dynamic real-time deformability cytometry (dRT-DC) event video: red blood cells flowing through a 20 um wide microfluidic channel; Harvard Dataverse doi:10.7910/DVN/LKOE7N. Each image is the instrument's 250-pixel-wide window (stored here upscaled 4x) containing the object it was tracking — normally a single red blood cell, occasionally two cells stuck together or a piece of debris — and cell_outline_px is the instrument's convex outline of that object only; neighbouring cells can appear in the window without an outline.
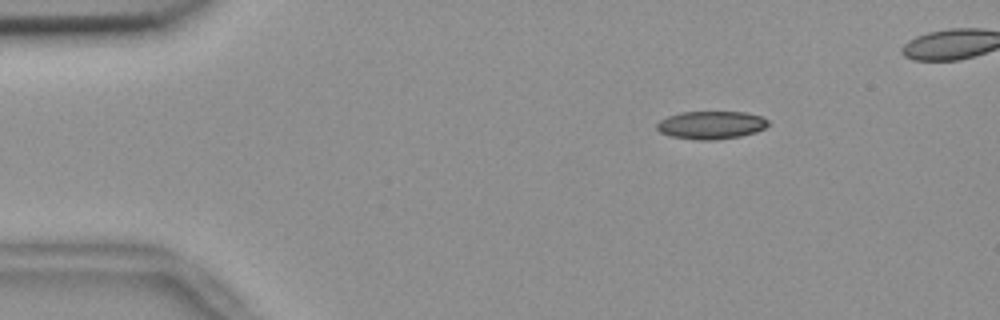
{"species": "common noctule bat (a hibernating species)", "species_latin": "Nyctalus noctula", "temperature_condition": "room temperature", "stored_images_in_passage": 52, "camera_frame_rate_fps": 3000, "um_per_image_px": 0.085, "animal": {"sex": "female", "body_mass_g": 18.4}, "frame": {"image": 1, "passage_image": 9, "time_ms": 2.667, "image_size_px": [1000, 320], "cell_outline_px": [[768, 124], [764, 128], [756, 132], [740, 136], [712, 140], [700, 140], [668, 136], [660, 132], [656, 128], [656, 124], [660, 120], [668, 116], [680, 112], [744, 112], [760, 116], [768, 120]], "centroid_in_image_um": [60.41, 10.63], "position_along_channel_um": 24.6, "area_um2": 18.09}}
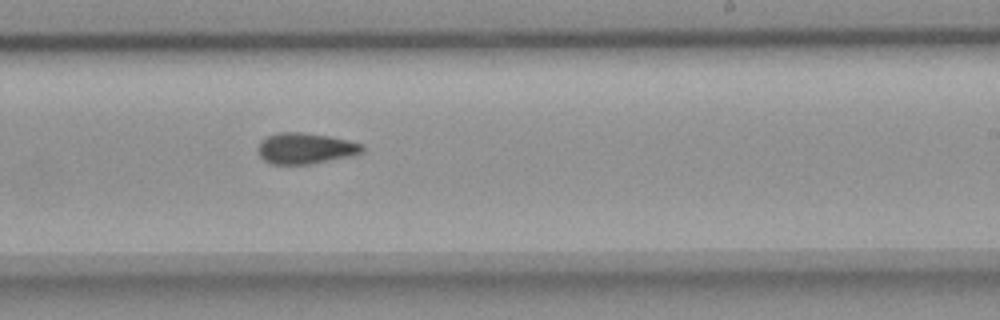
{"frame": {"image": 2, "passage_image": 34, "time_ms": 11.0, "image_size_px": [1000, 320], "cell_outline_px": [[364, 152], [352, 156], [308, 164], [272, 164], [264, 160], [260, 156], [256, 148], [260, 140], [268, 136], [280, 132], [304, 132], [328, 136], [348, 140], [364, 144]], "centroid_in_image_um": [25.96, 12.6], "position_along_channel_um": 263.0, "area_um2": 18.96}}
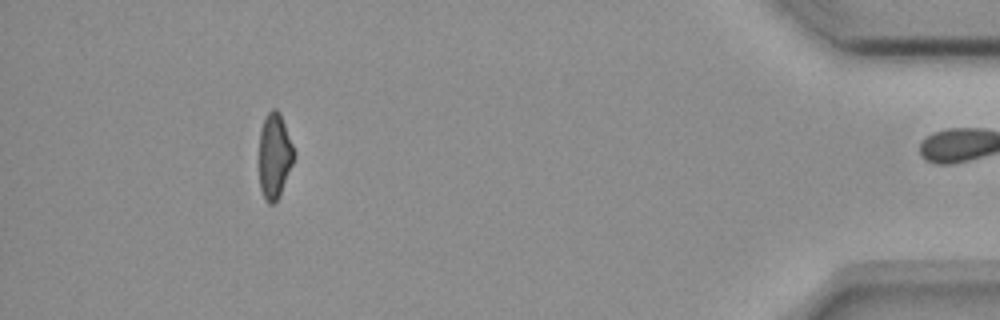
{"frame": {"image": 3, "passage_image": 51, "time_ms": 16.667, "image_size_px": [1000, 320], "cell_outline_px": [[296, 156], [280, 196], [272, 204], [268, 204], [264, 200], [260, 188], [260, 128], [268, 112], [272, 108], [276, 108], [280, 112], [296, 152]], "centroid_in_image_um": [23.36, 13.25], "position_along_channel_um": 411.8, "area_um2": 17.57}, "authors_computed_cell_mechanics": {"area_um2": 18.5249, "velocity_mm_per_s": 3.699, "shape_relaxation_time_tau1_ms": 10.6508, "shape_relaxation_time_tau2_ms": 4.1954, "deformation_change_tau1": 0.21, "deformation_change_tau2": 0.1116}}